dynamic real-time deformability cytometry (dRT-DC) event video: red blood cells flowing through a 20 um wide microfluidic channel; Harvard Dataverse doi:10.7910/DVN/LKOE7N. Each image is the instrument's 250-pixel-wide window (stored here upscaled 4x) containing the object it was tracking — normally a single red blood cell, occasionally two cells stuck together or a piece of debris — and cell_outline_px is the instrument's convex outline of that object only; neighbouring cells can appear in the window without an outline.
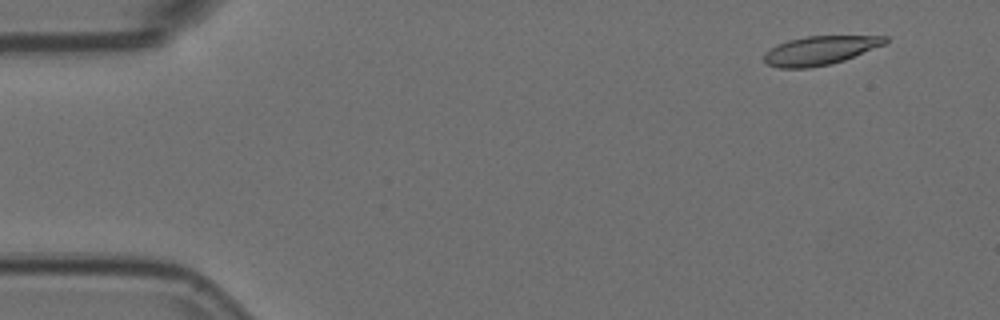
{"species": "Egyptian fruit bat (a non-hibernating species)", "species_latin": "Rousettus aegyptiacus", "temperature_condition": "room temperature", "stored_images_in_passage": 6, "camera_frame_rate_fps": 3000, "um_per_image_px": 0.085, "animal": {"sex": "female"}, "frame": {"image": 1, "passage_image": 1, "time_ms": 0.0, "image_size_px": [1000, 320], "cell_outline_px": [[888, 40], [884, 44], [844, 60], [832, 64], [808, 68], [780, 68], [768, 64], [764, 60], [764, 56], [776, 44], [788, 40], [808, 36], [888, 36]], "centroid_in_image_um": [69.7, 4.29], "position_along_channel_um": 15.3, "area_um2": 20.06}}
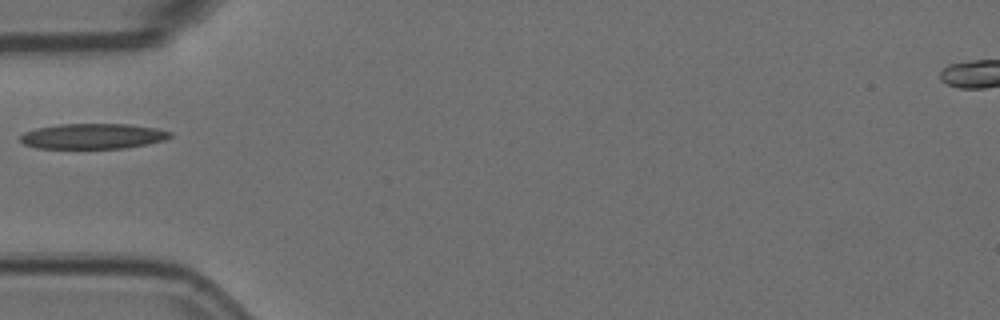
{"frame": {"image": 2, "passage_image": 5, "time_ms": 1.333, "image_size_px": [1000, 320], "cell_outline_px": [[172, 136], [164, 140], [148, 144], [124, 148], [36, 148], [24, 144], [20, 140], [20, 136], [24, 132], [36, 128], [60, 124], [128, 124], [156, 128], [172, 132]], "centroid_in_image_um": [7.9, 11.57], "position_along_channel_um": 77.1, "area_um2": 22.14}}
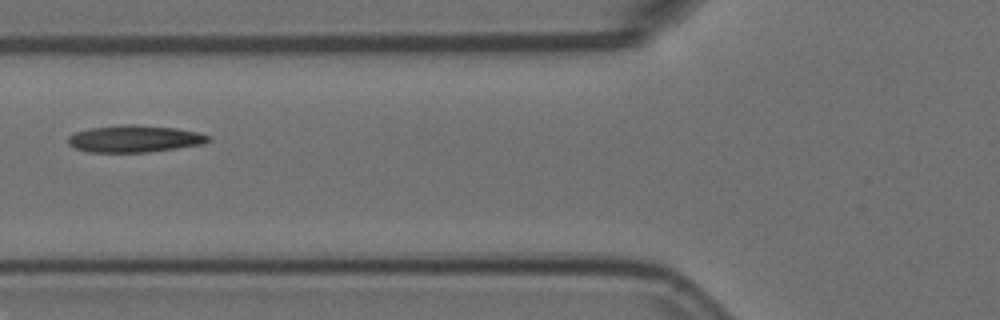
{"frame": {"image": 3, "passage_image": 6, "time_ms": 1.667, "image_size_px": [1000, 320], "cell_outline_px": [[212, 140], [204, 144], [148, 152], [88, 152], [76, 148], [68, 144], [68, 136], [76, 132], [88, 128], [120, 124], [132, 124], [176, 128], [196, 132], [212, 136]], "centroid_in_image_um": [11.45, 11.79], "position_along_channel_um": 114.4, "area_um2": 22.2}}